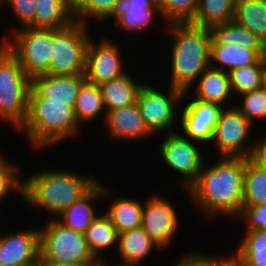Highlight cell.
Returning <instances> with one entry per match:
<instances>
[{
	"label": "cell",
	"mask_w": 266,
	"mask_h": 266,
	"mask_svg": "<svg viewBox=\"0 0 266 266\" xmlns=\"http://www.w3.org/2000/svg\"><path fill=\"white\" fill-rule=\"evenodd\" d=\"M198 78L194 89V98L225 107L232 94L229 74L209 66Z\"/></svg>",
	"instance_id": "7402d4cb"
},
{
	"label": "cell",
	"mask_w": 266,
	"mask_h": 266,
	"mask_svg": "<svg viewBox=\"0 0 266 266\" xmlns=\"http://www.w3.org/2000/svg\"><path fill=\"white\" fill-rule=\"evenodd\" d=\"M210 45H228L234 46L240 43L243 48L253 51H266V44L250 30L236 24L233 20L224 24L215 25L210 28Z\"/></svg>",
	"instance_id": "cb8c5ba5"
},
{
	"label": "cell",
	"mask_w": 266,
	"mask_h": 266,
	"mask_svg": "<svg viewBox=\"0 0 266 266\" xmlns=\"http://www.w3.org/2000/svg\"><path fill=\"white\" fill-rule=\"evenodd\" d=\"M187 92L169 86L168 92L143 84L138 92L137 104L146 127L154 133H174L177 120V104L181 103ZM176 117V118H175Z\"/></svg>",
	"instance_id": "9c48e42d"
},
{
	"label": "cell",
	"mask_w": 266,
	"mask_h": 266,
	"mask_svg": "<svg viewBox=\"0 0 266 266\" xmlns=\"http://www.w3.org/2000/svg\"><path fill=\"white\" fill-rule=\"evenodd\" d=\"M104 38L98 45L91 38L85 60V80L97 86L124 75L120 47L115 41Z\"/></svg>",
	"instance_id": "7c38bea8"
},
{
	"label": "cell",
	"mask_w": 266,
	"mask_h": 266,
	"mask_svg": "<svg viewBox=\"0 0 266 266\" xmlns=\"http://www.w3.org/2000/svg\"><path fill=\"white\" fill-rule=\"evenodd\" d=\"M219 159L210 167L204 162L198 179L186 191L206 220L217 215L238 218L243 207L246 158Z\"/></svg>",
	"instance_id": "6da1fadb"
},
{
	"label": "cell",
	"mask_w": 266,
	"mask_h": 266,
	"mask_svg": "<svg viewBox=\"0 0 266 266\" xmlns=\"http://www.w3.org/2000/svg\"><path fill=\"white\" fill-rule=\"evenodd\" d=\"M253 125L235 106L226 105L219 115L211 141L217 145L219 157L250 158L254 143L249 146L246 142Z\"/></svg>",
	"instance_id": "30bf717a"
},
{
	"label": "cell",
	"mask_w": 266,
	"mask_h": 266,
	"mask_svg": "<svg viewBox=\"0 0 266 266\" xmlns=\"http://www.w3.org/2000/svg\"><path fill=\"white\" fill-rule=\"evenodd\" d=\"M233 21L266 44V0H236Z\"/></svg>",
	"instance_id": "d4e9b609"
},
{
	"label": "cell",
	"mask_w": 266,
	"mask_h": 266,
	"mask_svg": "<svg viewBox=\"0 0 266 266\" xmlns=\"http://www.w3.org/2000/svg\"><path fill=\"white\" fill-rule=\"evenodd\" d=\"M156 247L159 248L142 227L119 233L117 249L121 262L112 266H143L142 262Z\"/></svg>",
	"instance_id": "ffe728a7"
},
{
	"label": "cell",
	"mask_w": 266,
	"mask_h": 266,
	"mask_svg": "<svg viewBox=\"0 0 266 266\" xmlns=\"http://www.w3.org/2000/svg\"><path fill=\"white\" fill-rule=\"evenodd\" d=\"M40 263V231L26 229L0 233V266H28Z\"/></svg>",
	"instance_id": "9a60e30c"
},
{
	"label": "cell",
	"mask_w": 266,
	"mask_h": 266,
	"mask_svg": "<svg viewBox=\"0 0 266 266\" xmlns=\"http://www.w3.org/2000/svg\"><path fill=\"white\" fill-rule=\"evenodd\" d=\"M254 142L250 160L260 168L266 170V136Z\"/></svg>",
	"instance_id": "60d3db41"
},
{
	"label": "cell",
	"mask_w": 266,
	"mask_h": 266,
	"mask_svg": "<svg viewBox=\"0 0 266 266\" xmlns=\"http://www.w3.org/2000/svg\"><path fill=\"white\" fill-rule=\"evenodd\" d=\"M122 5V0H88L75 14V20L88 24V19L95 18L97 22H104L107 18H114Z\"/></svg>",
	"instance_id": "e575fe53"
},
{
	"label": "cell",
	"mask_w": 266,
	"mask_h": 266,
	"mask_svg": "<svg viewBox=\"0 0 266 266\" xmlns=\"http://www.w3.org/2000/svg\"><path fill=\"white\" fill-rule=\"evenodd\" d=\"M193 252H189L188 255L182 256L176 261L174 266H218V257L216 255H205L204 253Z\"/></svg>",
	"instance_id": "ab89813d"
},
{
	"label": "cell",
	"mask_w": 266,
	"mask_h": 266,
	"mask_svg": "<svg viewBox=\"0 0 266 266\" xmlns=\"http://www.w3.org/2000/svg\"><path fill=\"white\" fill-rule=\"evenodd\" d=\"M200 0H158L160 17L167 24L191 22Z\"/></svg>",
	"instance_id": "836d02e7"
},
{
	"label": "cell",
	"mask_w": 266,
	"mask_h": 266,
	"mask_svg": "<svg viewBox=\"0 0 266 266\" xmlns=\"http://www.w3.org/2000/svg\"><path fill=\"white\" fill-rule=\"evenodd\" d=\"M181 133H166L160 147L162 161L172 170L179 173L184 190H188L198 179L204 161L200 148L195 142L185 138Z\"/></svg>",
	"instance_id": "8fae6325"
},
{
	"label": "cell",
	"mask_w": 266,
	"mask_h": 266,
	"mask_svg": "<svg viewBox=\"0 0 266 266\" xmlns=\"http://www.w3.org/2000/svg\"><path fill=\"white\" fill-rule=\"evenodd\" d=\"M264 86L266 87V71H265V74H264Z\"/></svg>",
	"instance_id": "bcb514c9"
},
{
	"label": "cell",
	"mask_w": 266,
	"mask_h": 266,
	"mask_svg": "<svg viewBox=\"0 0 266 266\" xmlns=\"http://www.w3.org/2000/svg\"><path fill=\"white\" fill-rule=\"evenodd\" d=\"M74 111L78 123H89L103 113L105 118L106 110L99 86L85 82L79 91Z\"/></svg>",
	"instance_id": "f1b7e54d"
},
{
	"label": "cell",
	"mask_w": 266,
	"mask_h": 266,
	"mask_svg": "<svg viewBox=\"0 0 266 266\" xmlns=\"http://www.w3.org/2000/svg\"><path fill=\"white\" fill-rule=\"evenodd\" d=\"M94 177L60 169H46L32 173L23 180V198L30 207L60 215L84 195L95 183Z\"/></svg>",
	"instance_id": "7a4b0ae2"
},
{
	"label": "cell",
	"mask_w": 266,
	"mask_h": 266,
	"mask_svg": "<svg viewBox=\"0 0 266 266\" xmlns=\"http://www.w3.org/2000/svg\"><path fill=\"white\" fill-rule=\"evenodd\" d=\"M40 266H98V265H89V264H69V263H39Z\"/></svg>",
	"instance_id": "f6af8a7d"
},
{
	"label": "cell",
	"mask_w": 266,
	"mask_h": 266,
	"mask_svg": "<svg viewBox=\"0 0 266 266\" xmlns=\"http://www.w3.org/2000/svg\"><path fill=\"white\" fill-rule=\"evenodd\" d=\"M108 128L111 139L141 140L153 134L144 122L139 106L136 103L120 109L107 111L102 119Z\"/></svg>",
	"instance_id": "ac0fdd59"
},
{
	"label": "cell",
	"mask_w": 266,
	"mask_h": 266,
	"mask_svg": "<svg viewBox=\"0 0 266 266\" xmlns=\"http://www.w3.org/2000/svg\"><path fill=\"white\" fill-rule=\"evenodd\" d=\"M0 6H1V7L3 6V4H2V0H0ZM1 7H0V10H1Z\"/></svg>",
	"instance_id": "681fc988"
},
{
	"label": "cell",
	"mask_w": 266,
	"mask_h": 266,
	"mask_svg": "<svg viewBox=\"0 0 266 266\" xmlns=\"http://www.w3.org/2000/svg\"><path fill=\"white\" fill-rule=\"evenodd\" d=\"M118 236V231L105 213L97 215L85 232L89 250L99 263H103V251L118 244Z\"/></svg>",
	"instance_id": "484cf974"
},
{
	"label": "cell",
	"mask_w": 266,
	"mask_h": 266,
	"mask_svg": "<svg viewBox=\"0 0 266 266\" xmlns=\"http://www.w3.org/2000/svg\"><path fill=\"white\" fill-rule=\"evenodd\" d=\"M116 197L105 214L118 233L141 227L143 204L136 199Z\"/></svg>",
	"instance_id": "4316f807"
},
{
	"label": "cell",
	"mask_w": 266,
	"mask_h": 266,
	"mask_svg": "<svg viewBox=\"0 0 266 266\" xmlns=\"http://www.w3.org/2000/svg\"><path fill=\"white\" fill-rule=\"evenodd\" d=\"M236 0H200L191 24L211 28L232 21Z\"/></svg>",
	"instance_id": "83f0119b"
},
{
	"label": "cell",
	"mask_w": 266,
	"mask_h": 266,
	"mask_svg": "<svg viewBox=\"0 0 266 266\" xmlns=\"http://www.w3.org/2000/svg\"><path fill=\"white\" fill-rule=\"evenodd\" d=\"M239 217L245 220L246 231L266 230V205L242 207Z\"/></svg>",
	"instance_id": "f35d334b"
},
{
	"label": "cell",
	"mask_w": 266,
	"mask_h": 266,
	"mask_svg": "<svg viewBox=\"0 0 266 266\" xmlns=\"http://www.w3.org/2000/svg\"><path fill=\"white\" fill-rule=\"evenodd\" d=\"M40 231V263L99 265L85 234L66 228L51 217Z\"/></svg>",
	"instance_id": "8992f818"
},
{
	"label": "cell",
	"mask_w": 266,
	"mask_h": 266,
	"mask_svg": "<svg viewBox=\"0 0 266 266\" xmlns=\"http://www.w3.org/2000/svg\"><path fill=\"white\" fill-rule=\"evenodd\" d=\"M110 189V187L103 185V182L97 181L84 195L73 202L55 219L66 228L85 234L91 222L97 217L92 204L101 197L114 196L113 191Z\"/></svg>",
	"instance_id": "e0dca14e"
},
{
	"label": "cell",
	"mask_w": 266,
	"mask_h": 266,
	"mask_svg": "<svg viewBox=\"0 0 266 266\" xmlns=\"http://www.w3.org/2000/svg\"><path fill=\"white\" fill-rule=\"evenodd\" d=\"M98 266H106L105 261L103 263H100ZM108 266V265H107ZM112 266V265H111Z\"/></svg>",
	"instance_id": "7dc6e473"
},
{
	"label": "cell",
	"mask_w": 266,
	"mask_h": 266,
	"mask_svg": "<svg viewBox=\"0 0 266 266\" xmlns=\"http://www.w3.org/2000/svg\"><path fill=\"white\" fill-rule=\"evenodd\" d=\"M232 256L225 258L218 256V266H246L235 254Z\"/></svg>",
	"instance_id": "b9f144b4"
},
{
	"label": "cell",
	"mask_w": 266,
	"mask_h": 266,
	"mask_svg": "<svg viewBox=\"0 0 266 266\" xmlns=\"http://www.w3.org/2000/svg\"><path fill=\"white\" fill-rule=\"evenodd\" d=\"M235 255L246 266H266V230L246 231Z\"/></svg>",
	"instance_id": "4dcf8cb0"
},
{
	"label": "cell",
	"mask_w": 266,
	"mask_h": 266,
	"mask_svg": "<svg viewBox=\"0 0 266 266\" xmlns=\"http://www.w3.org/2000/svg\"><path fill=\"white\" fill-rule=\"evenodd\" d=\"M88 32L87 25L76 20L61 29H52V58L48 74H84L86 51L91 39Z\"/></svg>",
	"instance_id": "ba28073f"
},
{
	"label": "cell",
	"mask_w": 266,
	"mask_h": 266,
	"mask_svg": "<svg viewBox=\"0 0 266 266\" xmlns=\"http://www.w3.org/2000/svg\"><path fill=\"white\" fill-rule=\"evenodd\" d=\"M88 0H67L69 9L75 14Z\"/></svg>",
	"instance_id": "ee69618b"
},
{
	"label": "cell",
	"mask_w": 266,
	"mask_h": 266,
	"mask_svg": "<svg viewBox=\"0 0 266 266\" xmlns=\"http://www.w3.org/2000/svg\"><path fill=\"white\" fill-rule=\"evenodd\" d=\"M143 84L142 81L139 82L132 75L125 73L121 77L99 85L106 112L136 103Z\"/></svg>",
	"instance_id": "44dd1931"
},
{
	"label": "cell",
	"mask_w": 266,
	"mask_h": 266,
	"mask_svg": "<svg viewBox=\"0 0 266 266\" xmlns=\"http://www.w3.org/2000/svg\"><path fill=\"white\" fill-rule=\"evenodd\" d=\"M28 266H40V264H31V265H28Z\"/></svg>",
	"instance_id": "c3c4849f"
},
{
	"label": "cell",
	"mask_w": 266,
	"mask_h": 266,
	"mask_svg": "<svg viewBox=\"0 0 266 266\" xmlns=\"http://www.w3.org/2000/svg\"><path fill=\"white\" fill-rule=\"evenodd\" d=\"M6 159L0 155V203L12 192L23 198V179H19L18 166Z\"/></svg>",
	"instance_id": "8d00e7d4"
},
{
	"label": "cell",
	"mask_w": 266,
	"mask_h": 266,
	"mask_svg": "<svg viewBox=\"0 0 266 266\" xmlns=\"http://www.w3.org/2000/svg\"><path fill=\"white\" fill-rule=\"evenodd\" d=\"M242 103L236 108L253 124L255 118H266V87L255 89L240 95Z\"/></svg>",
	"instance_id": "d590c367"
},
{
	"label": "cell",
	"mask_w": 266,
	"mask_h": 266,
	"mask_svg": "<svg viewBox=\"0 0 266 266\" xmlns=\"http://www.w3.org/2000/svg\"><path fill=\"white\" fill-rule=\"evenodd\" d=\"M75 20L67 0H37L34 19L29 27L61 29Z\"/></svg>",
	"instance_id": "603a6c76"
},
{
	"label": "cell",
	"mask_w": 266,
	"mask_h": 266,
	"mask_svg": "<svg viewBox=\"0 0 266 266\" xmlns=\"http://www.w3.org/2000/svg\"><path fill=\"white\" fill-rule=\"evenodd\" d=\"M149 198L143 205L141 227L159 249H165L177 236V211L172 202L160 195Z\"/></svg>",
	"instance_id": "4fadbf2b"
},
{
	"label": "cell",
	"mask_w": 266,
	"mask_h": 266,
	"mask_svg": "<svg viewBox=\"0 0 266 266\" xmlns=\"http://www.w3.org/2000/svg\"><path fill=\"white\" fill-rule=\"evenodd\" d=\"M183 108L179 121L184 137L193 142L211 143L215 125L224 107L192 98Z\"/></svg>",
	"instance_id": "5bb4252c"
},
{
	"label": "cell",
	"mask_w": 266,
	"mask_h": 266,
	"mask_svg": "<svg viewBox=\"0 0 266 266\" xmlns=\"http://www.w3.org/2000/svg\"><path fill=\"white\" fill-rule=\"evenodd\" d=\"M3 5H8L17 16L22 28L29 27L34 19L37 0H2Z\"/></svg>",
	"instance_id": "74e56055"
},
{
	"label": "cell",
	"mask_w": 266,
	"mask_h": 266,
	"mask_svg": "<svg viewBox=\"0 0 266 266\" xmlns=\"http://www.w3.org/2000/svg\"><path fill=\"white\" fill-rule=\"evenodd\" d=\"M158 6H121L113 20L124 31H143L160 15ZM157 15V16H156Z\"/></svg>",
	"instance_id": "f546056e"
},
{
	"label": "cell",
	"mask_w": 266,
	"mask_h": 266,
	"mask_svg": "<svg viewBox=\"0 0 266 266\" xmlns=\"http://www.w3.org/2000/svg\"><path fill=\"white\" fill-rule=\"evenodd\" d=\"M266 205V170L246 158L243 207Z\"/></svg>",
	"instance_id": "1f68e13d"
},
{
	"label": "cell",
	"mask_w": 266,
	"mask_h": 266,
	"mask_svg": "<svg viewBox=\"0 0 266 266\" xmlns=\"http://www.w3.org/2000/svg\"><path fill=\"white\" fill-rule=\"evenodd\" d=\"M2 43L30 78L48 74L52 58V29L14 28ZM13 36V37H12Z\"/></svg>",
	"instance_id": "52a82bcc"
},
{
	"label": "cell",
	"mask_w": 266,
	"mask_h": 266,
	"mask_svg": "<svg viewBox=\"0 0 266 266\" xmlns=\"http://www.w3.org/2000/svg\"><path fill=\"white\" fill-rule=\"evenodd\" d=\"M31 79L18 60L0 44V121L10 123L18 131L28 112Z\"/></svg>",
	"instance_id": "5b68a950"
},
{
	"label": "cell",
	"mask_w": 266,
	"mask_h": 266,
	"mask_svg": "<svg viewBox=\"0 0 266 266\" xmlns=\"http://www.w3.org/2000/svg\"><path fill=\"white\" fill-rule=\"evenodd\" d=\"M121 6H158V0H122Z\"/></svg>",
	"instance_id": "7bdbcfd3"
},
{
	"label": "cell",
	"mask_w": 266,
	"mask_h": 266,
	"mask_svg": "<svg viewBox=\"0 0 266 266\" xmlns=\"http://www.w3.org/2000/svg\"><path fill=\"white\" fill-rule=\"evenodd\" d=\"M81 125L74 107L67 102H48L45 98H29L27 118L19 131L36 149L49 148L74 137Z\"/></svg>",
	"instance_id": "277c9868"
},
{
	"label": "cell",
	"mask_w": 266,
	"mask_h": 266,
	"mask_svg": "<svg viewBox=\"0 0 266 266\" xmlns=\"http://www.w3.org/2000/svg\"><path fill=\"white\" fill-rule=\"evenodd\" d=\"M172 40L171 81L173 88L189 92L199 76L210 66L211 32L190 22L167 25Z\"/></svg>",
	"instance_id": "3957f363"
},
{
	"label": "cell",
	"mask_w": 266,
	"mask_h": 266,
	"mask_svg": "<svg viewBox=\"0 0 266 266\" xmlns=\"http://www.w3.org/2000/svg\"><path fill=\"white\" fill-rule=\"evenodd\" d=\"M253 64H266V51L249 50L240 43L235 46L232 43L210 45V66L213 68L228 73L235 68Z\"/></svg>",
	"instance_id": "d6986e66"
},
{
	"label": "cell",
	"mask_w": 266,
	"mask_h": 266,
	"mask_svg": "<svg viewBox=\"0 0 266 266\" xmlns=\"http://www.w3.org/2000/svg\"><path fill=\"white\" fill-rule=\"evenodd\" d=\"M266 64L241 66L228 72L232 94L242 95L264 85Z\"/></svg>",
	"instance_id": "d6a6232c"
},
{
	"label": "cell",
	"mask_w": 266,
	"mask_h": 266,
	"mask_svg": "<svg viewBox=\"0 0 266 266\" xmlns=\"http://www.w3.org/2000/svg\"><path fill=\"white\" fill-rule=\"evenodd\" d=\"M85 82L84 74L65 76L42 74L31 79L29 98H45L48 102H67V105L74 107Z\"/></svg>",
	"instance_id": "2e32d148"
}]
</instances>
